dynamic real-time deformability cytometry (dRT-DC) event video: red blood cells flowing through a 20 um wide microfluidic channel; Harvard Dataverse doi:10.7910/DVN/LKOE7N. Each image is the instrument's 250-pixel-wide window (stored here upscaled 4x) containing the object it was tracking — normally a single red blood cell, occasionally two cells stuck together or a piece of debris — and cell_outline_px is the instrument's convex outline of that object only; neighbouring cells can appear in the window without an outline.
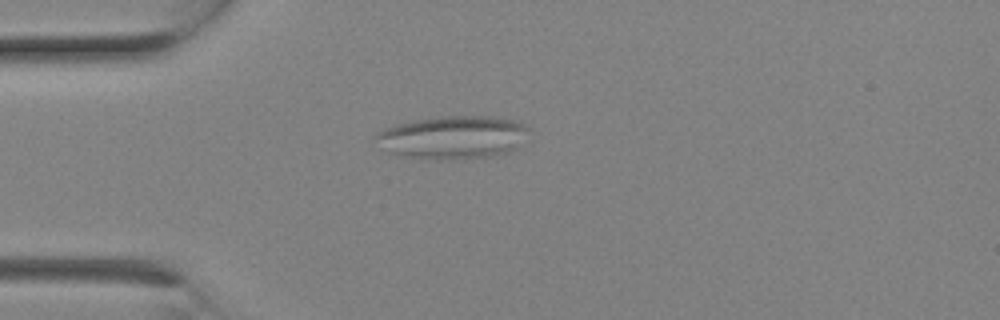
{"species": "Egyptian fruit bat (a non-hibernating species)", "species_latin": "Rousettus aegyptiacus", "temperature_condition": "room temperature", "stored_images_in_passage": 1, "camera_frame_rate_fps": 3000, "um_per_image_px": 0.085, "animal": {"sex": "female"}, "frame": {"image": 1, "passage_image": 1, "time_ms": 0.0, "image_size_px": [1000, 320], "cell_outline_px": [[532, 140], [520, 148], [508, 152], [488, 156], [448, 160], [436, 160], [404, 156], [392, 152], [376, 136], [376, 132], [384, 128], [396, 124], [416, 120], [444, 116], [488, 116], [512, 120], [524, 124], [528, 128]], "centroid_in_image_um": [38.67, 11.67], "position_along_channel_um": 46.3, "area_um2": 38.44}}